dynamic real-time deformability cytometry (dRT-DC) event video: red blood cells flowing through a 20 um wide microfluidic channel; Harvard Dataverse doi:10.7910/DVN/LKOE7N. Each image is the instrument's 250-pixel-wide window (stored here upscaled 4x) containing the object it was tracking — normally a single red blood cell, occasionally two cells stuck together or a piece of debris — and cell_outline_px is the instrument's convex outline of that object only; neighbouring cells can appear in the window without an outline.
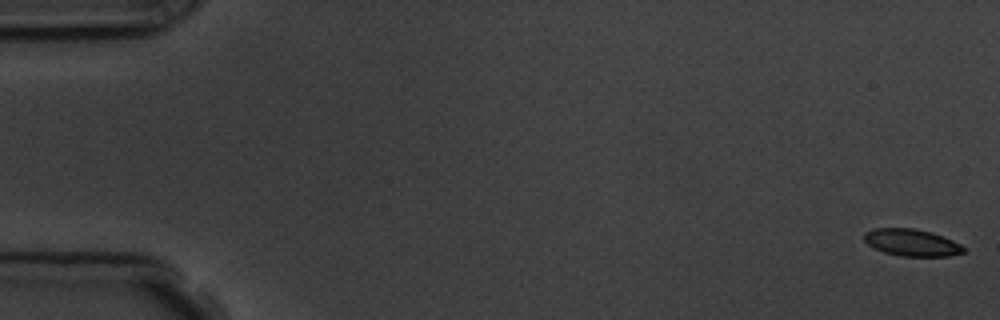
{"species": "common noctule bat (a hibernating species)", "species_latin": "Nyctalus noctula", "temperature_condition": "room temperature", "stored_images_in_passage": 8, "camera_frame_rate_fps": 3000, "um_per_image_px": 0.085, "animal": {"sex": "male", "body_mass_g": 19.5, "forearm_length_mm": 54.6}, "frame": {"image": 1, "passage_image": 1, "time_ms": 0.0, "image_size_px": [1000, 320], "cell_outline_px": [[964, 252], [948, 256], [900, 256], [884, 252], [868, 244], [864, 240], [864, 232], [872, 228], [912, 228], [928, 232], [952, 240], [960, 244], [964, 248]], "centroid_in_image_um": [77.45, 20.62], "position_along_channel_um": 7.5, "area_um2": 15.37}}